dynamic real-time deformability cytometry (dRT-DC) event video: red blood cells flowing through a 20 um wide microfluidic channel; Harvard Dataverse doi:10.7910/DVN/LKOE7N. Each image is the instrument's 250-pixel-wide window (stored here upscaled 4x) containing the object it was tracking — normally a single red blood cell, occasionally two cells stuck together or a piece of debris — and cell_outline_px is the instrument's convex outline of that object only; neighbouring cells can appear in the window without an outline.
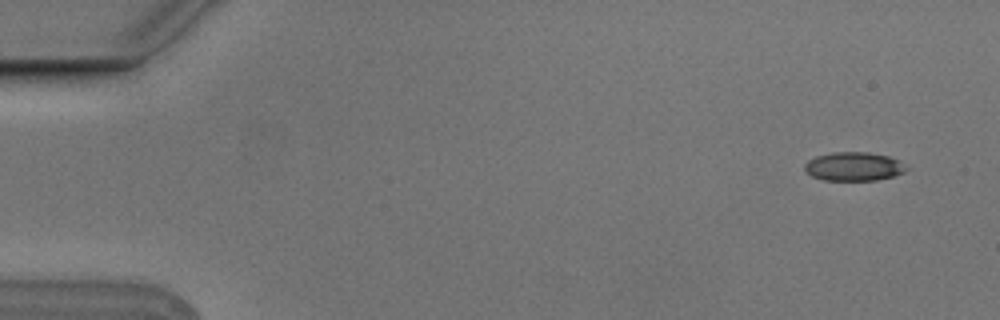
{"species": "Egyptian fruit bat (a non-hibernating species)", "species_latin": "Rousettus aegyptiacus", "temperature_condition": "cold", "stored_images_in_passage": 4, "camera_frame_rate_fps": 3000, "um_per_image_px": 0.085, "animal": {"sex": "male"}, "frame": {"image": 1, "passage_image": 1, "time_ms": 0.0, "image_size_px": [1000, 320], "cell_outline_px": [[908, 168], [904, 172], [892, 176], [876, 180], [824, 180], [812, 176], [804, 172], [804, 164], [808, 160], [816, 156], [836, 152], [868, 152], [888, 156], [900, 160]], "centroid_in_image_um": [72.55, 14.15], "position_along_channel_um": 12.4, "area_um2": 17.05}}
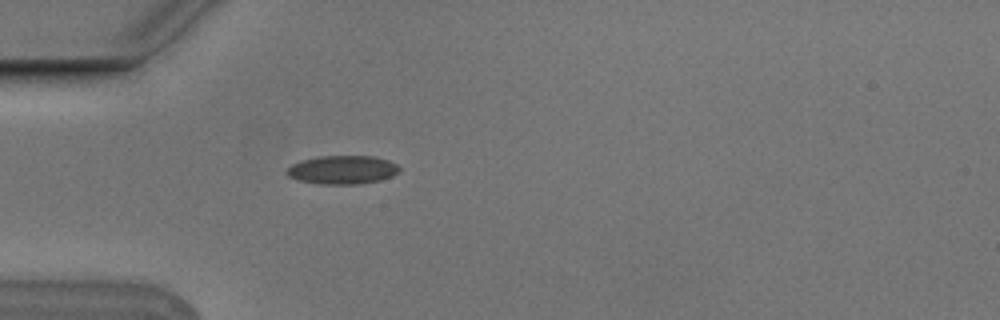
{"frame": {"image": 2, "passage_image": 4, "time_ms": 1.0, "image_size_px": [1000, 320], "cell_outline_px": [[400, 172], [392, 176], [380, 180], [360, 184], [320, 184], [300, 180], [288, 176], [284, 172], [292, 164], [300, 160], [320, 156], [372, 156], [388, 160], [396, 164], [400, 168]], "centroid_in_image_um": [29.11, 14.43], "position_along_channel_um": 55.9, "area_um2": 18.79}}